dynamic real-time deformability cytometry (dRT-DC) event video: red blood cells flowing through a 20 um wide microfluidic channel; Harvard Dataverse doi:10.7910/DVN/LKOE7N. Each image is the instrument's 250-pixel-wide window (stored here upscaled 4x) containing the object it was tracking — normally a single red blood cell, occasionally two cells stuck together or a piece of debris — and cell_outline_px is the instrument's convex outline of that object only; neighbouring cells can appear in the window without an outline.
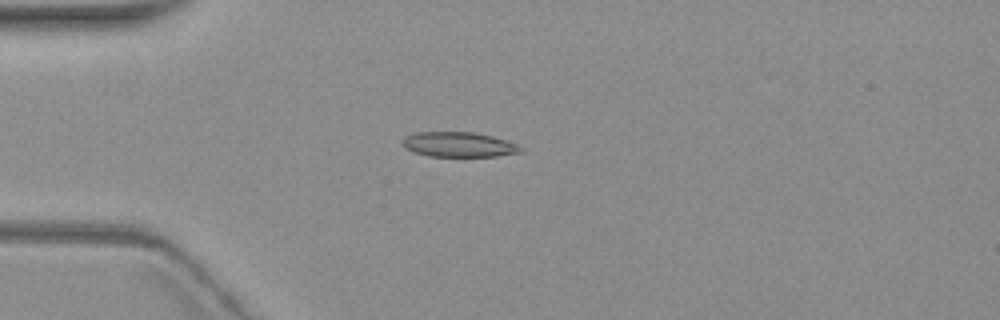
{"species": "common noctule bat (a hibernating species)", "species_latin": "Nyctalus noctula", "temperature_condition": "warm", "stored_images_in_passage": 10, "camera_frame_rate_fps": 3000, "um_per_image_px": 0.085, "animal": {"sex": "female", "body_mass_g": 19.3, "forearm_length_mm": 54.1}, "frame": {"image": 1, "passage_image": 4, "time_ms": 4.667, "image_size_px": [1000, 320], "cell_outline_px": [[524, 152], [496, 156], [428, 156], [412, 152], [404, 148], [400, 144], [404, 136], [416, 132], [472, 132], [492, 136], [516, 144], [524, 148]], "centroid_in_image_um": [38.95, 12.29], "position_along_channel_um": 46.1, "area_um2": 17.34}}
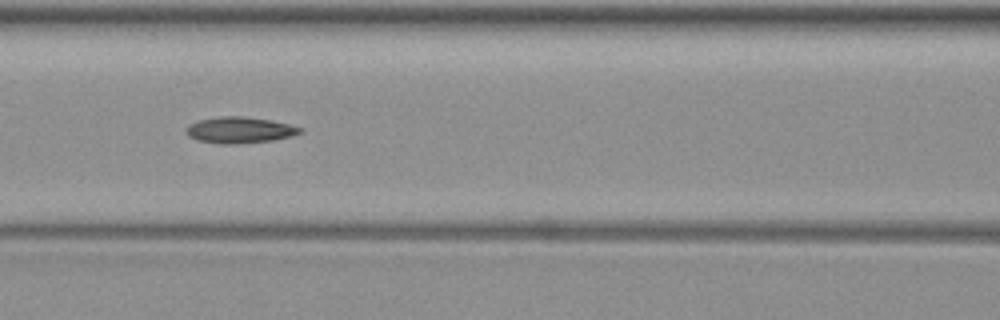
{"frame": {"image": 2, "passage_image": 7, "time_ms": 8.0, "image_size_px": [1000, 320], "cell_outline_px": [[304, 132], [292, 136], [272, 140], [232, 144], [220, 144], [196, 140], [188, 136], [188, 124], [196, 120], [220, 116], [244, 116], [272, 120], [304, 128]], "centroid_in_image_um": [20.39, 11.04], "position_along_channel_um": 146.2, "area_um2": 17.51}}
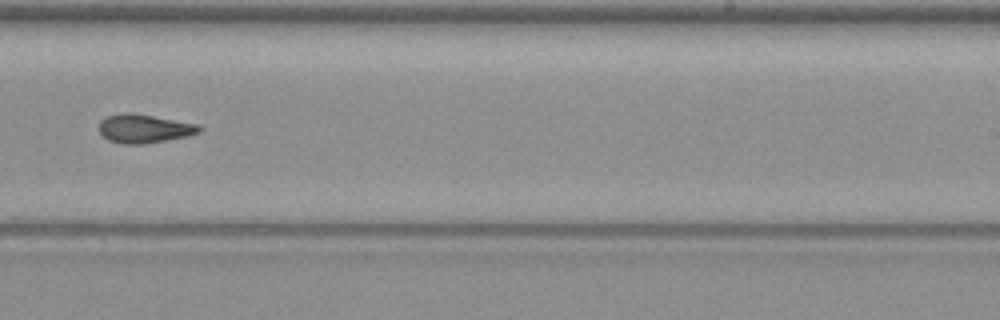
{"frame": {"image": 3, "passage_image": 10, "time_ms": 11.667, "image_size_px": [1000, 320], "cell_outline_px": [[200, 132], [188, 136], [144, 144], [120, 144], [108, 140], [96, 128], [100, 120], [104, 116], [124, 112], [132, 112], [200, 124]], "centroid_in_image_um": [12.2, 10.92], "position_along_channel_um": 276.8, "area_um2": 17.11}}